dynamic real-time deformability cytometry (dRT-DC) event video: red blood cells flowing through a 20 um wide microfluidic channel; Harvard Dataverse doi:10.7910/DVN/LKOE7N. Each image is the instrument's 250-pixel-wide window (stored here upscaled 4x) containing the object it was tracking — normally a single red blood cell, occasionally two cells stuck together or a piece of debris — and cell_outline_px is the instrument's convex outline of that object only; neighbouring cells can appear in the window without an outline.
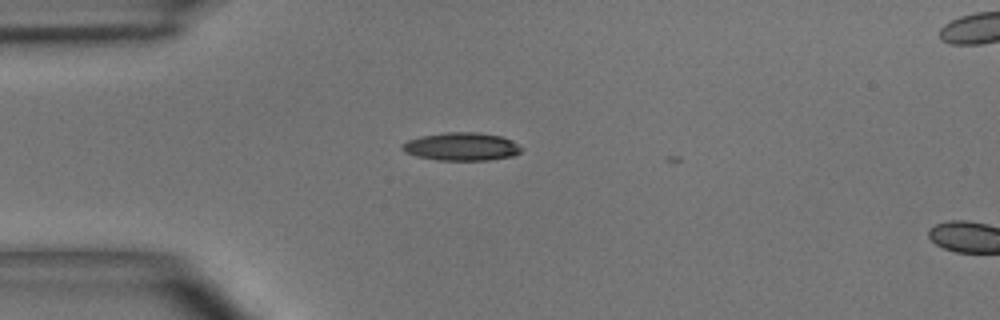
{"species": "common noctule bat (a hibernating species)", "species_latin": "Nyctalus noctula", "temperature_condition": "room temperature", "stored_images_in_passage": 3, "camera_frame_rate_fps": 3000, "um_per_image_px": 0.085, "animal": {"sex": "male", "body_mass_g": 15.6}, "frame": {"image": 1, "passage_image": 1, "time_ms": 0.0, "image_size_px": [1000, 320], "cell_outline_px": [[520, 152], [512, 156], [488, 160], [436, 160], [416, 156], [404, 152], [400, 148], [400, 144], [408, 140], [420, 136], [448, 132], [476, 132], [500, 136], [512, 140], [520, 148]], "centroid_in_image_um": [39.16, 12.46], "position_along_channel_um": 45.8, "area_um2": 19.42}}